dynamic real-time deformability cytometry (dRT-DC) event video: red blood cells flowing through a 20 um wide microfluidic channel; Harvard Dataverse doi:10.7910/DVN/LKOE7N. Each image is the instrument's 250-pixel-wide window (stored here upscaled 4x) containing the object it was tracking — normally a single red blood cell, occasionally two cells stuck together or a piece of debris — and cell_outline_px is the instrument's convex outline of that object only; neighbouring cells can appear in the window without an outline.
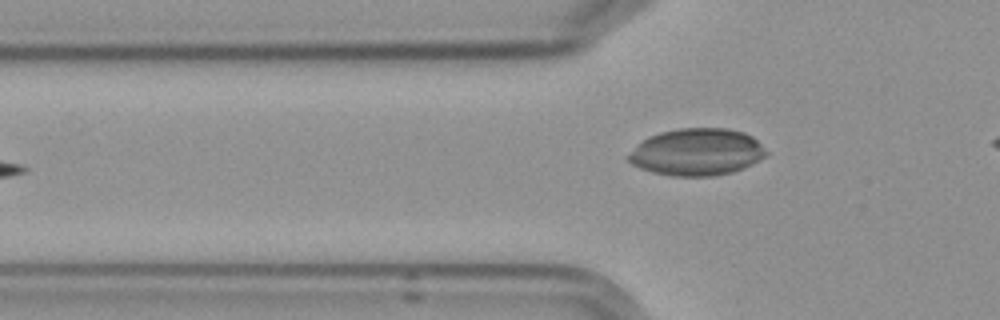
{"species": "Egyptian fruit bat (a non-hibernating species)", "species_latin": "Rousettus aegyptiacus", "temperature_condition": "cold", "stored_images_in_passage": 3, "camera_frame_rate_fps": 3000, "um_per_image_px": 0.085, "frame": {"image": 1, "passage_image": 3, "time_ms": 2.333, "image_size_px": [1000, 320], "cell_outline_px": [[768, 152], [764, 156], [752, 164], [744, 168], [732, 172], [716, 176], [672, 176], [652, 172], [640, 168], [632, 164], [624, 156], [636, 144], [648, 136], [660, 132], [680, 128], [728, 128], [744, 132], [752, 136]], "centroid_in_image_um": [59.18, 12.92], "position_along_channel_um": 66.6, "area_um2": 38.09}}